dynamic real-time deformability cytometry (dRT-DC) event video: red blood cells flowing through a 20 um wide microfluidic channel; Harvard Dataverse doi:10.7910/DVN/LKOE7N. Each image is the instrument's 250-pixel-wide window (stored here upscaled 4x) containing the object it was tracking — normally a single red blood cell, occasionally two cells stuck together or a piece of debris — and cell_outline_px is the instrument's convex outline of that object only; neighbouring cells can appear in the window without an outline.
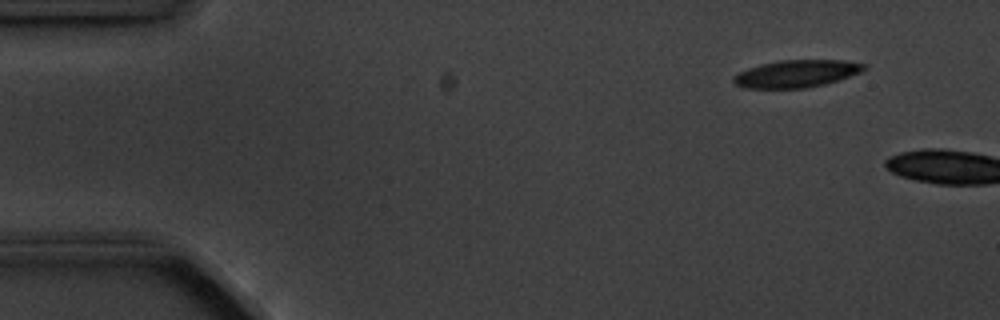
{"species": "common noctule bat (a hibernating species)", "species_latin": "Nyctalus noctula", "temperature_condition": "cold", "stored_images_in_passage": 2, "camera_frame_rate_fps": 3000, "um_per_image_px": 0.085, "animal": {"sex": "male", "body_mass_g": 20.1, "forearm_length_mm": 53.5}, "frame": {"image": 1, "passage_image": 1, "time_ms": 0.0, "image_size_px": [1000, 320], "cell_outline_px": [[868, 68], [860, 72], [824, 84], [804, 88], [744, 88], [736, 84], [732, 80], [732, 76], [748, 68], [760, 64], [780, 60], [844, 60], [868, 64]], "centroid_in_image_um": [67.7, 6.25], "position_along_channel_um": 17.3, "area_um2": 20.75}}